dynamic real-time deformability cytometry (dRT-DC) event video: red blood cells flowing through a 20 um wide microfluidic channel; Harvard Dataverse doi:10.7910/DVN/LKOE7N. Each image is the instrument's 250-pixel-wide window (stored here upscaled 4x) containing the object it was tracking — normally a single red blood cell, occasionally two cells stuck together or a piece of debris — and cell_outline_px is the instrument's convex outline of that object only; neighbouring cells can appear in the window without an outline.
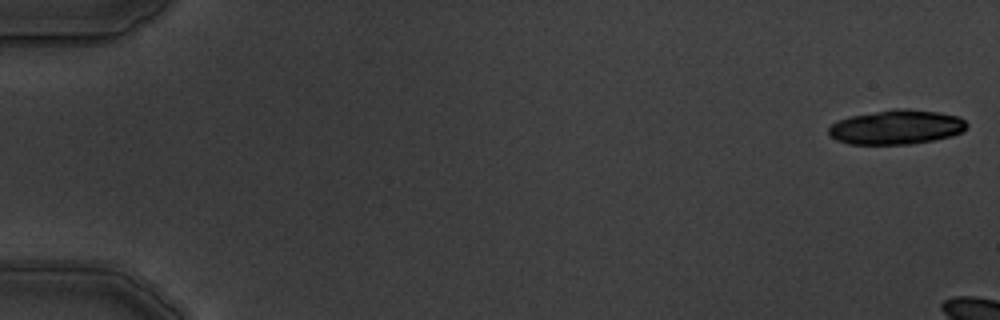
{"species": "common noctule bat (a hibernating species)", "species_latin": "Nyctalus noctula", "temperature_condition": "warm", "stored_images_in_passage": 3, "camera_frame_rate_fps": 3000, "um_per_image_px": 0.085, "animal": {"sex": "male", "body_mass_g": 19.5, "forearm_length_mm": 54.6}, "frame": {"image": 1, "passage_image": 1, "time_ms": 0.0, "image_size_px": [1000, 320], "cell_outline_px": [[968, 124], [964, 132], [952, 136], [912, 144], [848, 144], [836, 140], [828, 132], [828, 128], [832, 124], [840, 120], [852, 116], [896, 108], [904, 108], [940, 112], [960, 116]], "centroid_in_image_um": [76.25, 10.81], "position_along_channel_um": 8.8, "area_um2": 27.74}}